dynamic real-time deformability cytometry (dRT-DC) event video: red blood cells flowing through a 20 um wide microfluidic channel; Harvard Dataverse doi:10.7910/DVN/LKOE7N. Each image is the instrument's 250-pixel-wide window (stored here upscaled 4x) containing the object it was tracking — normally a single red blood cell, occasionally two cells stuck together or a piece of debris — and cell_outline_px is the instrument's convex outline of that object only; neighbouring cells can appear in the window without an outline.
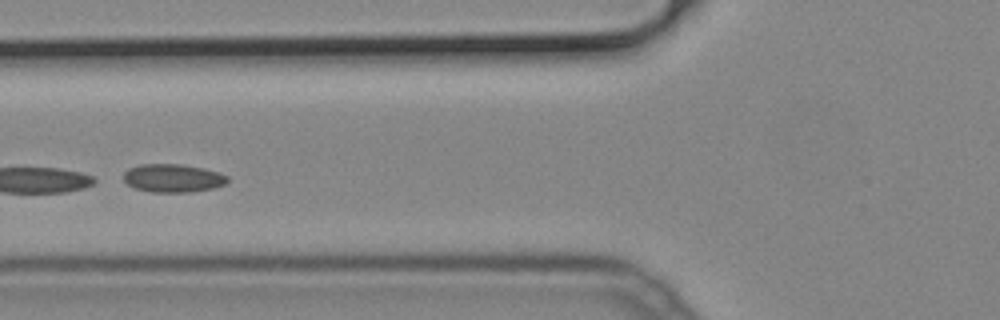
{"species": "common noctule bat (a hibernating species)", "species_latin": "Nyctalus noctula", "temperature_condition": "cold", "stored_images_in_passage": 49, "segment_of_instrument_passage": [2, 2], "camera_frame_rate_fps": 3000, "um_per_image_px": 0.085, "animal": {"sex": "male", "body_mass_g": 19.2, "forearm_length_mm": 51.8}, "frame": {"image": 1, "passage_image": 18, "time_ms": 5.667, "image_size_px": [1000, 320], "cell_outline_px": [[228, 180], [224, 184], [212, 188], [192, 192], [152, 192], [136, 188], [128, 184], [124, 180], [124, 172], [128, 168], [140, 164], [180, 164], [204, 168], [220, 172], [228, 176]], "centroid_in_image_um": [14.7, 15.13], "position_along_channel_um": 111.1, "area_um2": 17.11}}